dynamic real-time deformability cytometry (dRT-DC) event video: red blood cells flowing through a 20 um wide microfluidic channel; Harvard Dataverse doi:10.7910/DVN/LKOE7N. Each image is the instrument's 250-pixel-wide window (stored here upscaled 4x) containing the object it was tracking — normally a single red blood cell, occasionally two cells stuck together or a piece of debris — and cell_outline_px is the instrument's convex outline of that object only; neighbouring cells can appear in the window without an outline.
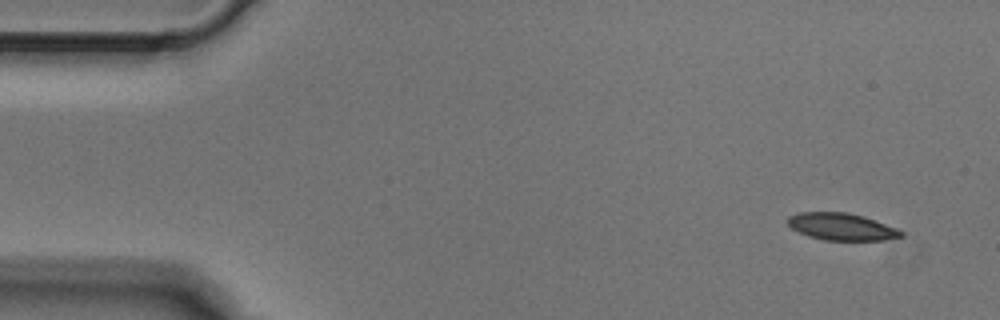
{"species": "Egyptian fruit bat (a non-hibernating species)", "species_latin": "Rousettus aegyptiacus", "temperature_condition": "cold", "stored_images_in_passage": 4, "camera_frame_rate_fps": 3000, "um_per_image_px": 0.085, "animal": {"sex": "male"}, "frame": {"image": 1, "passage_image": 1, "time_ms": 0.0, "image_size_px": [1000, 320], "cell_outline_px": [[904, 236], [884, 240], [824, 240], [808, 236], [792, 228], [788, 224], [788, 216], [800, 212], [848, 212], [864, 216], [896, 228], [904, 232]], "centroid_in_image_um": [71.54, 19.26], "position_along_channel_um": 13.5, "area_um2": 17.86}}
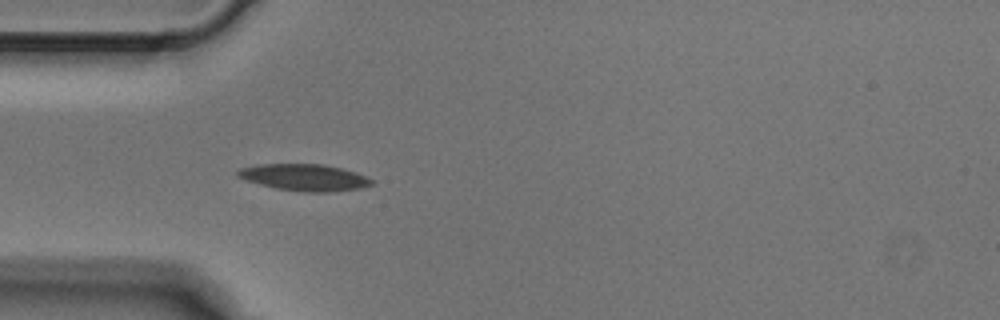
{"frame": {"image": 2, "passage_image": 4, "time_ms": 1.0, "image_size_px": [1000, 320], "cell_outline_px": [[376, 184], [360, 188], [328, 192], [304, 192], [276, 188], [260, 184], [236, 176], [236, 172], [240, 168], [260, 164], [324, 164], [356, 172], [372, 180]], "centroid_in_image_um": [25.89, 15.08], "position_along_channel_um": 59.1, "area_um2": 20.69}}